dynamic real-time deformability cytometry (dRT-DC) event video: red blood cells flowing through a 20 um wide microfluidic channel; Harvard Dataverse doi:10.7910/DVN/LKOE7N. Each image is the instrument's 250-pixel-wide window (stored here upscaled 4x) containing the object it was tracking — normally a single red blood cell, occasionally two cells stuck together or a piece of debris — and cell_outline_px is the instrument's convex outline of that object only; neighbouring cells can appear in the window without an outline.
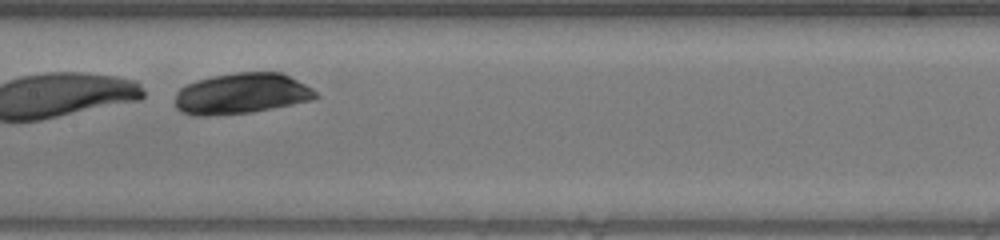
{"species": "human", "species_latin": "Homo sapiens", "temperature_condition": "warm", "stored_images_in_passage": 28, "camera_frame_rate_fps": 3000, "um_per_image_px": 0.085, "donor": {"sex": "male"}, "frame": {"image": 1, "passage_image": 14, "time_ms": 4.333, "image_size_px": [1000, 240], "cell_outline_px": [[320, 96], [312, 100], [252, 112], [208, 116], [192, 116], [180, 112], [176, 108], [176, 92], [180, 88], [196, 80], [212, 76], [236, 72], [280, 72], [312, 88]], "centroid_in_image_um": [20.5, 7.96], "position_along_channel_um": 186.9, "area_um2": 33.47}}
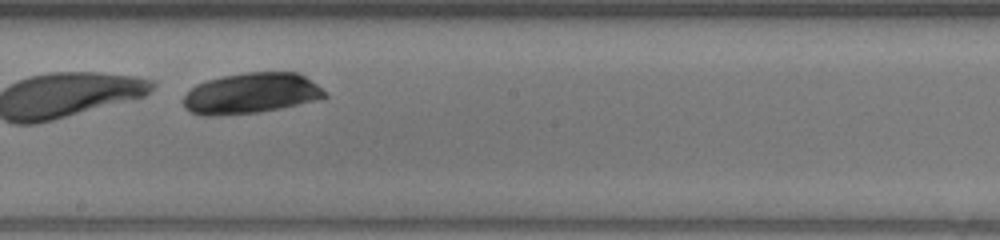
{"frame": {"image": 2, "passage_image": 17, "time_ms": 5.333, "image_size_px": [1000, 240], "cell_outline_px": [[328, 96], [320, 100], [260, 112], [220, 116], [200, 116], [184, 108], [180, 100], [196, 84], [220, 76], [244, 72], [300, 72], [316, 84]], "centroid_in_image_um": [21.31, 7.94], "position_along_channel_um": 226.9, "area_um2": 33.99}}